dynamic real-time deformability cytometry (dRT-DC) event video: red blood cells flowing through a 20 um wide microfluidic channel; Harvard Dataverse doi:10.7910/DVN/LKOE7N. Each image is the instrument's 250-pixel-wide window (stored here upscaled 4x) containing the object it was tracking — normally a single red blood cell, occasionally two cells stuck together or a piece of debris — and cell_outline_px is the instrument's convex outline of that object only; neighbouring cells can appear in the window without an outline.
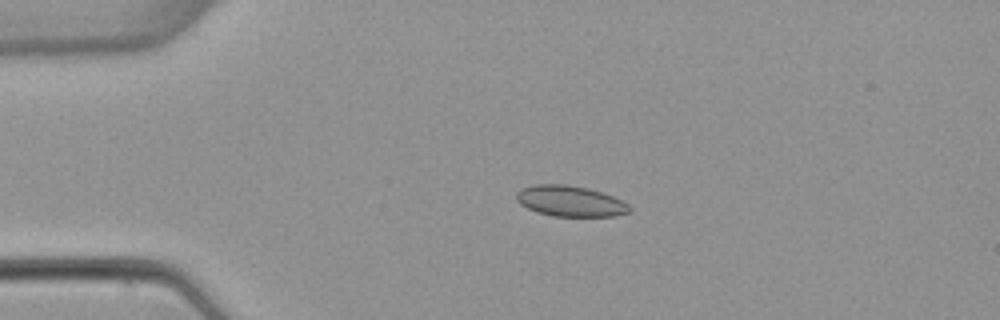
{"species": "common noctule bat (a hibernating species)", "species_latin": "Nyctalus noctula", "temperature_condition": "warm", "stored_images_in_passage": 5, "camera_frame_rate_fps": 3000, "um_per_image_px": 0.085, "animal": {"sex": "female", "body_mass_g": 22.7, "forearm_length_mm": 54.2}, "frame": {"image": 1, "passage_image": 4, "time_ms": 3.333, "image_size_px": [1000, 320], "cell_outline_px": [[632, 212], [616, 216], [552, 216], [536, 212], [520, 204], [516, 200], [516, 192], [524, 188], [536, 184], [564, 184], [588, 188], [612, 196], [628, 204], [632, 208]], "centroid_in_image_um": [48.48, 17.1], "position_along_channel_um": 36.5, "area_um2": 20.29}}